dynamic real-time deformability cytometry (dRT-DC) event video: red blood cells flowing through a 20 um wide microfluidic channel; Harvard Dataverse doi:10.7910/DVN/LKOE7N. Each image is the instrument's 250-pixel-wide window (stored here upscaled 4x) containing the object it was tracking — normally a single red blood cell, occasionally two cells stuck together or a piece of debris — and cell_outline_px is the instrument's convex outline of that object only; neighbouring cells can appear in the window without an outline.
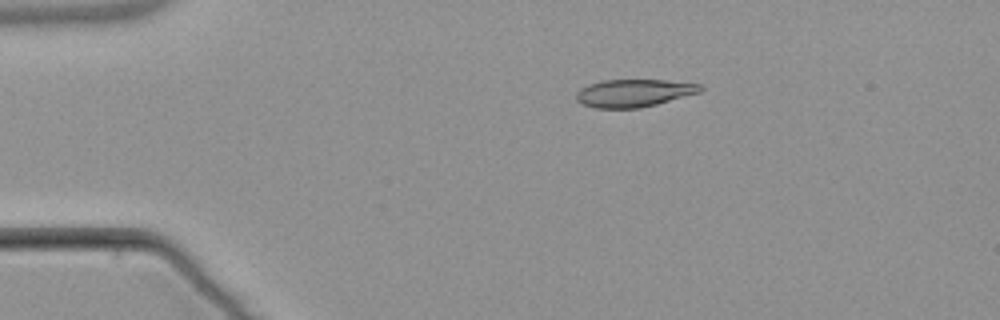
{"species": "common noctule bat (a hibernating species)", "species_latin": "Nyctalus noctula", "temperature_condition": "warm", "stored_images_in_passage": 4, "camera_frame_rate_fps": 3000, "um_per_image_px": 0.085, "animal": {"sex": "male", "body_mass_g": 21.5, "forearm_length_mm": 52.0}, "frame": {"image": 1, "passage_image": 3, "time_ms": 2.333, "image_size_px": [1000, 320], "cell_outline_px": [[704, 88], [700, 92], [656, 104], [640, 108], [596, 108], [584, 104], [576, 100], [576, 92], [580, 88], [588, 84], [604, 80], [664, 80], [704, 84]], "centroid_in_image_um": [53.89, 7.9], "position_along_channel_um": 31.1, "area_um2": 20.0}}